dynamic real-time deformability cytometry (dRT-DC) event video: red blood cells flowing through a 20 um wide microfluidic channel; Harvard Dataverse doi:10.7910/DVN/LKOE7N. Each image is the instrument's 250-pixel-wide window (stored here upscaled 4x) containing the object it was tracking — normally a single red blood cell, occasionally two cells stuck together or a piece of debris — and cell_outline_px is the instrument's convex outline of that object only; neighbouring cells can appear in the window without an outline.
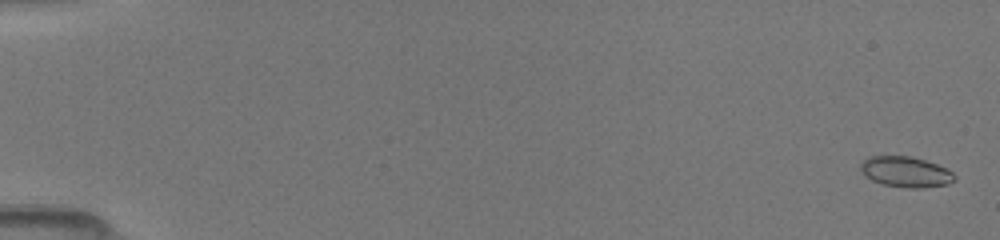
{"species": "common noctule bat (a hibernating species)", "species_latin": "Nyctalus noctula", "temperature_condition": "room temperature", "stored_images_in_passage": 41, "camera_frame_rate_fps": 3000, "um_per_image_px": 0.085, "animal": {"sex": "female", "body_mass_g": 19.5, "forearm_length_mm": 54.1}, "frame": {"image": 1, "passage_image": 2, "time_ms": 0.333, "image_size_px": [1000, 240], "cell_outline_px": [[956, 180], [948, 184], [924, 188], [908, 188], [884, 184], [872, 180], [864, 176], [860, 168], [860, 160], [868, 156], [912, 156], [936, 164], [952, 172], [956, 176]], "centroid_in_image_um": [76.96, 14.6], "position_along_channel_um": 8.0, "area_um2": 16.88}}
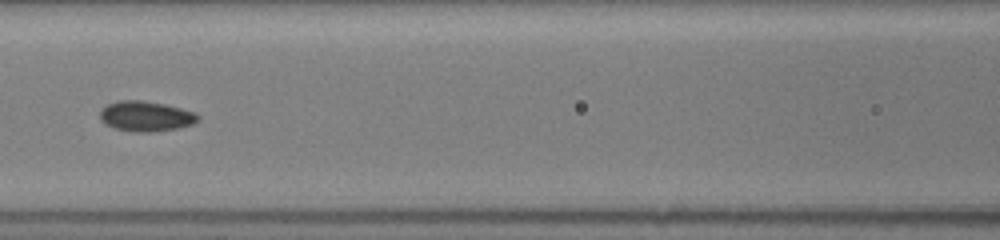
{"frame": {"image": 2, "passage_image": 19, "time_ms": 8.0, "image_size_px": [1000, 240], "cell_outline_px": [[200, 120], [192, 124], [180, 128], [152, 132], [132, 132], [116, 128], [104, 124], [100, 120], [100, 108], [116, 100], [144, 100], [164, 104], [196, 112], [200, 116]], "centroid_in_image_um": [12.39, 9.88], "position_along_channel_um": 154.2, "area_um2": 17.57}}
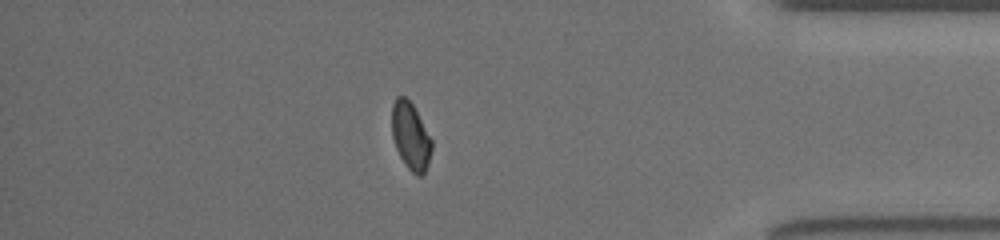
{"frame": {"image": 3, "passage_image": 36, "time_ms": 14.667, "image_size_px": [1000, 240], "cell_outline_px": [[432, 148], [428, 164], [424, 172], [420, 176], [416, 176], [408, 168], [400, 156], [396, 148], [392, 136], [392, 104], [396, 96], [404, 96], [412, 104], [432, 140]], "centroid_in_image_um": [34.89, 11.57], "position_along_channel_um": 400.3, "area_um2": 15.43}}